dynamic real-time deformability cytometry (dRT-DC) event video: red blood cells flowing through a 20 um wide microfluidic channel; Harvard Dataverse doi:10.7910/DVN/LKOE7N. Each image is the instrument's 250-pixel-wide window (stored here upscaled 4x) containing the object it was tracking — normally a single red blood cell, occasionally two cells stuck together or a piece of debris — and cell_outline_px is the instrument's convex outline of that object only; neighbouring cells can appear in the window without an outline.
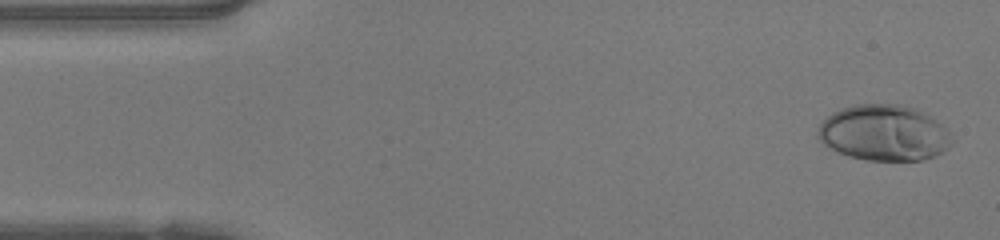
{"species": "human", "species_latin": "Homo sapiens", "temperature_condition": "warm", "stored_images_in_passage": 47, "camera_frame_rate_fps": 3000, "um_per_image_px": 0.085, "donor": {"sex": "female"}, "frame": {"image": 1, "passage_image": 2, "time_ms": 0.333, "image_size_px": [1000, 240], "cell_outline_px": [[956, 140], [948, 148], [932, 156], [920, 160], [864, 160], [848, 156], [824, 144], [816, 136], [816, 132], [820, 124], [832, 112], [840, 108], [856, 104], [900, 104], [916, 108], [948, 128]], "centroid_in_image_um": [75.16, 11.28], "position_along_channel_um": 9.8, "area_um2": 43.81}}
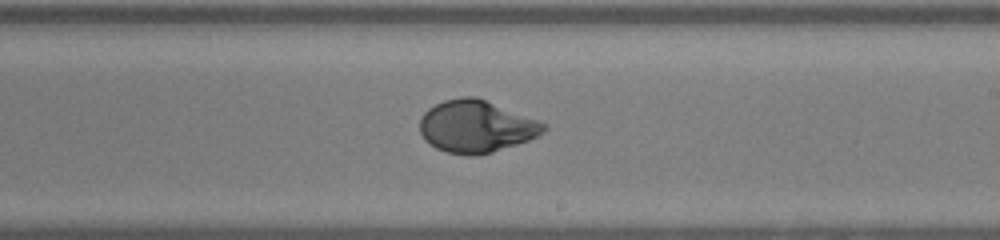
{"frame": {"image": 2, "passage_image": 27, "time_ms": 8.667, "image_size_px": [1000, 240], "cell_outline_px": [[548, 128], [544, 132], [528, 140], [492, 152], [476, 156], [468, 156], [448, 152], [436, 148], [428, 144], [424, 140], [420, 132], [420, 116], [428, 108], [444, 100], [460, 96], [476, 96], [548, 124]], "centroid_in_image_um": [40.45, 10.74], "position_along_channel_um": 248.5, "area_um2": 37.86}}
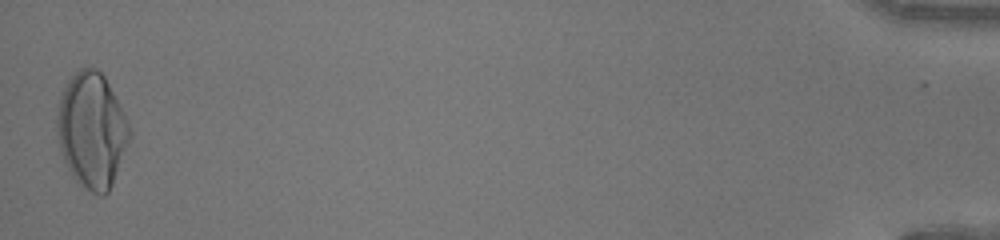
{"frame": {"image": 3, "passage_image": 47, "time_ms": 15.333, "image_size_px": [1000, 240], "cell_outline_px": [[132, 136], [112, 184], [108, 192], [104, 196], [100, 196], [92, 192], [80, 184], [72, 176], [64, 160], [60, 148], [56, 124], [56, 116], [60, 92], [68, 80], [80, 68], [96, 68], [104, 76], [132, 128]], "centroid_in_image_um": [7.81, 11.07], "position_along_channel_um": 427.4, "area_um2": 48.78}, "authors_computed_cell_mechanics": {"area_um2": 38.3214, "velocity_mm_per_s": 4.2345, "shape_relaxation_time_tau1_ms": 4.3969, "shape_relaxation_time_tau2_ms": null, "deformation_change_tau1": 0.2481, "deformation_change_tau2": null}}